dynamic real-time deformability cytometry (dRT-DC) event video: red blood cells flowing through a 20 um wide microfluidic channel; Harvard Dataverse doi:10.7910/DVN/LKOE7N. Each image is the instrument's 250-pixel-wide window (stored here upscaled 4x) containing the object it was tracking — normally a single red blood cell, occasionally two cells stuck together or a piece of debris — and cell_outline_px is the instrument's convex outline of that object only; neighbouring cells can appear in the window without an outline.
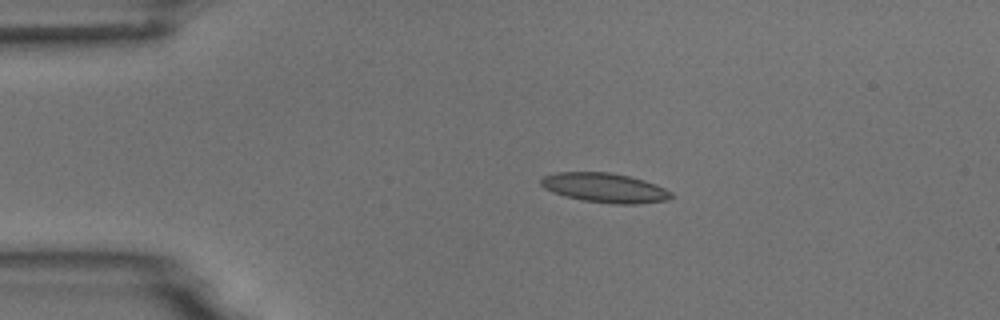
{"species": "common noctule bat (a hibernating species)", "species_latin": "Nyctalus noctula", "temperature_condition": "room temperature", "stored_images_in_passage": 10, "camera_frame_rate_fps": 3000, "um_per_image_px": 0.085, "animal": {"sex": "male", "body_mass_g": 18.8}, "frame": {"image": 1, "passage_image": 4, "time_ms": 3.333, "image_size_px": [1000, 320], "cell_outline_px": [[672, 196], [668, 200], [636, 204], [616, 204], [580, 200], [564, 196], [552, 192], [544, 188], [540, 184], [540, 180], [544, 176], [556, 172], [608, 172], [628, 176], [644, 180], [656, 184], [672, 192]], "centroid_in_image_um": [51.39, 15.96], "position_along_channel_um": 33.6, "area_um2": 22.43}}
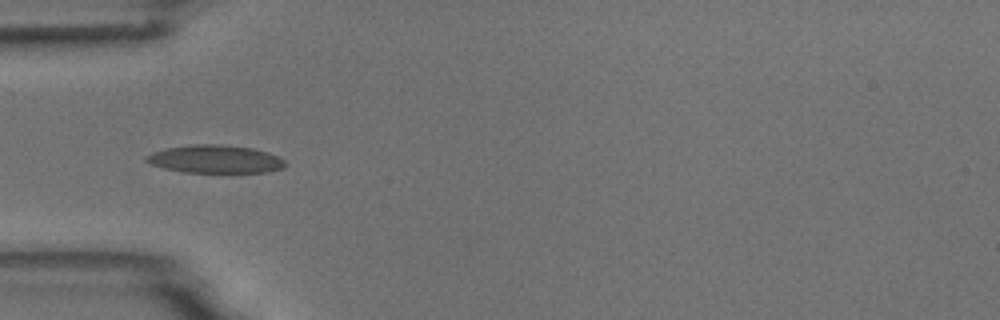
{"frame": {"image": 2, "passage_image": 5, "time_ms": 5.333, "image_size_px": [1000, 320], "cell_outline_px": [[288, 164], [284, 168], [268, 172], [184, 172], [164, 168], [152, 164], [144, 160], [144, 156], [152, 152], [168, 148], [192, 144], [224, 144], [252, 148], [268, 152], [284, 160]], "centroid_in_image_um": [18.31, 13.52], "position_along_channel_um": 66.7, "area_um2": 22.72}}
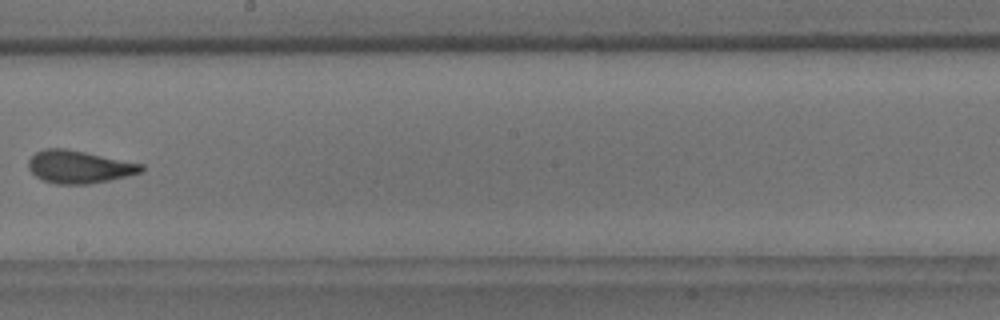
{"frame": {"image": 3, "passage_image": 9, "time_ms": 10.0, "image_size_px": [1000, 320], "cell_outline_px": [[144, 172], [128, 176], [88, 184], [56, 184], [44, 180], [36, 176], [28, 168], [28, 160], [36, 152], [44, 148], [64, 148], [144, 164]], "centroid_in_image_um": [6.73, 14.18], "position_along_channel_um": 241.5, "area_um2": 21.44}}